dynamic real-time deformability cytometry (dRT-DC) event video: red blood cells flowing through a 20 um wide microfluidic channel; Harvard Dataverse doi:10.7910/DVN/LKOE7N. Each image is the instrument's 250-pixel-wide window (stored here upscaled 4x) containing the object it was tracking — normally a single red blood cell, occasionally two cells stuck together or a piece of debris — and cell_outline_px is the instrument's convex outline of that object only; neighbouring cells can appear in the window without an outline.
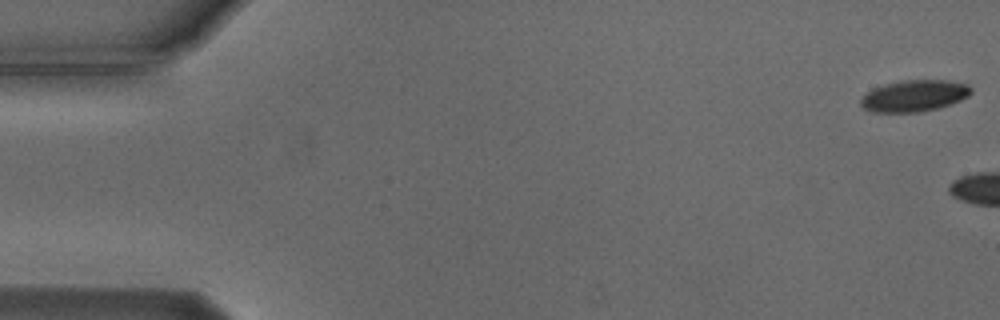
{"species": "Egyptian fruit bat (a non-hibernating species)", "species_latin": "Rousettus aegyptiacus", "temperature_condition": "cold", "stored_images_in_passage": 5, "camera_frame_rate_fps": 3000, "um_per_image_px": 0.085, "animal": {"sex": "male"}, "frame": {"image": 1, "passage_image": 1, "time_ms": 0.0, "image_size_px": [1000, 320], "cell_outline_px": [[972, 92], [968, 96], [960, 100], [940, 108], [920, 112], [872, 112], [864, 108], [860, 104], [860, 100], [868, 92], [884, 84], [904, 80], [948, 80], [968, 84], [972, 88]], "centroid_in_image_um": [77.75, 8.14], "position_along_channel_um": 7.3, "area_um2": 20.23}}